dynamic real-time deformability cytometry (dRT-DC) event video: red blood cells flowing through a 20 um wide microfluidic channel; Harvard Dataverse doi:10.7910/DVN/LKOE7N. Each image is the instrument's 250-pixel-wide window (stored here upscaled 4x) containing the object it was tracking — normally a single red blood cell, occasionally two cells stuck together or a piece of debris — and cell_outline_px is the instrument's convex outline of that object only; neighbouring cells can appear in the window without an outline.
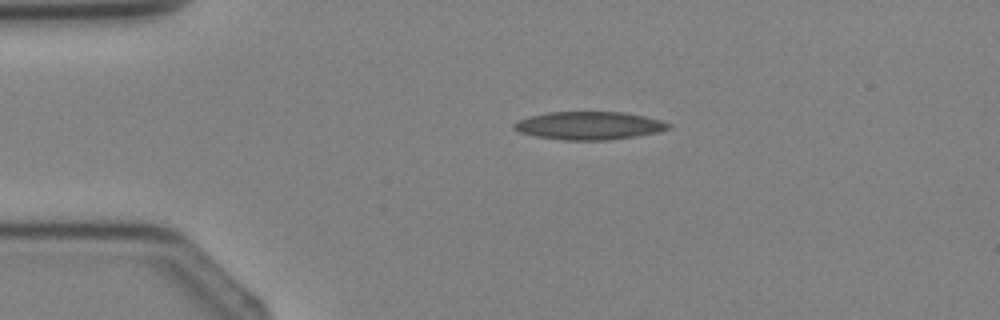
{"species": "Egyptian fruit bat (a non-hibernating species)", "species_latin": "Rousettus aegyptiacus", "temperature_condition": "cold", "stored_images_in_passage": 2, "camera_frame_rate_fps": 3000, "um_per_image_px": 0.085, "animal": {"sex": "female"}, "frame": {"image": 1, "passage_image": 1, "time_ms": 0.0, "image_size_px": [1000, 320], "cell_outline_px": [[672, 128], [660, 132], [636, 136], [604, 140], [564, 140], [536, 136], [520, 132], [512, 128], [512, 124], [516, 120], [528, 116], [548, 112], [624, 112], [644, 116], [660, 120], [672, 124]], "centroid_in_image_um": [50.07, 10.67], "position_along_channel_um": 34.9, "area_um2": 25.37}}